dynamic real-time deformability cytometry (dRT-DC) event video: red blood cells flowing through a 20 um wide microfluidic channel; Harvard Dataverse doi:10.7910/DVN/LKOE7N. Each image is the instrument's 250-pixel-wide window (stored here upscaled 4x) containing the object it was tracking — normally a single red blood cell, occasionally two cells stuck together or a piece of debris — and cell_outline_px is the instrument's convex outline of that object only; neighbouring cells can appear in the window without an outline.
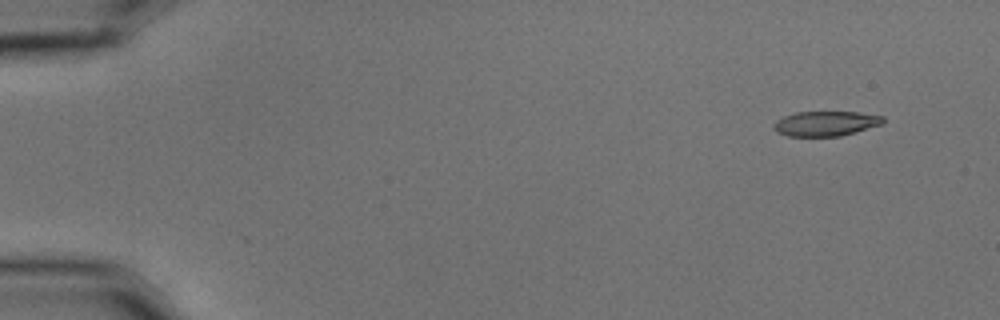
{"species": "common noctule bat (a hibernating species)", "species_latin": "Nyctalus noctula", "temperature_condition": "cold", "stored_images_in_passage": 5, "camera_frame_rate_fps": 3000, "um_per_image_px": 0.085, "animal": {"sex": "male", "body_mass_g": 15.6}, "frame": {"image": 1, "passage_image": 1, "time_ms": 0.0, "image_size_px": [1000, 320], "cell_outline_px": [[884, 124], [840, 136], [788, 136], [776, 132], [772, 128], [772, 124], [776, 120], [784, 116], [796, 112], [860, 112], [884, 116]], "centroid_in_image_um": [70.18, 10.5], "position_along_channel_um": 14.8, "area_um2": 16.01}}